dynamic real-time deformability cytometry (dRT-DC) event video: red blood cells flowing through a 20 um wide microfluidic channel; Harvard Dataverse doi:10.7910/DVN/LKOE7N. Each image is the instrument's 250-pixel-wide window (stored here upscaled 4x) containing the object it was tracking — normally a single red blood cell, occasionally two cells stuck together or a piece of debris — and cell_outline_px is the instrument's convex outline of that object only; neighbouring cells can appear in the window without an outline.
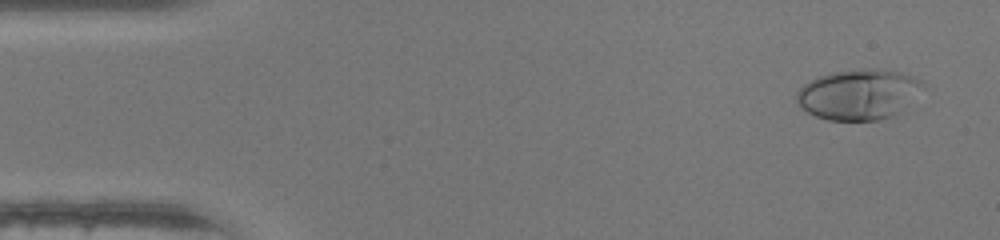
{"species": "human", "species_latin": "Homo sapiens", "temperature_condition": "warm", "stored_images_in_passage": 47, "camera_frame_rate_fps": 3000, "um_per_image_px": 0.085, "donor": {"sex": "female"}, "frame": {"image": 1, "passage_image": 3, "time_ms": 0.667, "image_size_px": [1000, 240], "cell_outline_px": [[924, 84], [892, 116], [880, 120], [828, 120], [816, 116], [800, 108], [796, 100], [796, 92], [804, 84], [816, 76], [832, 72], [868, 68], [876, 68], [900, 72], [912, 76], [920, 80]], "centroid_in_image_um": [72.87, 8.01], "position_along_channel_um": 12.1, "area_um2": 36.47}}
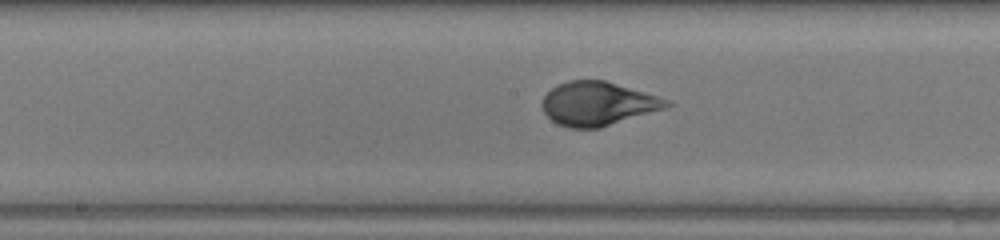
{"frame": {"image": 2, "passage_image": 24, "time_ms": 7.667, "image_size_px": [1000, 240], "cell_outline_px": [[676, 104], [664, 108], [600, 128], [568, 128], [556, 124], [544, 112], [540, 104], [544, 96], [552, 88], [568, 80], [604, 80], [672, 100]], "centroid_in_image_um": [50.82, 8.82], "position_along_channel_um": 197.4, "area_um2": 31.73}}
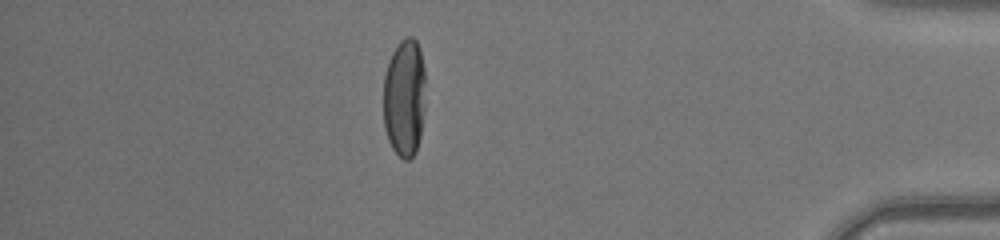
{"frame": {"image": 3, "passage_image": 41, "time_ms": 13.333, "image_size_px": [1000, 240], "cell_outline_px": [[424, 108], [420, 136], [416, 152], [408, 160], [404, 160], [392, 148], [388, 140], [384, 128], [384, 76], [392, 52], [396, 44], [404, 36], [412, 36], [416, 40], [420, 48], [424, 68]], "centroid_in_image_um": [34.37, 8.28], "position_along_channel_um": 400.8, "area_um2": 29.19}, "authors_computed_cell_mechanics": {"area_um2": 31.7322, "velocity_mm_per_s": 4.3895, "shape_relaxation_time_tau1_ms": 3.865, "shape_relaxation_time_tau2_ms": null, "deformation_change_tau1": 0.2246, "deformation_change_tau2": null}}